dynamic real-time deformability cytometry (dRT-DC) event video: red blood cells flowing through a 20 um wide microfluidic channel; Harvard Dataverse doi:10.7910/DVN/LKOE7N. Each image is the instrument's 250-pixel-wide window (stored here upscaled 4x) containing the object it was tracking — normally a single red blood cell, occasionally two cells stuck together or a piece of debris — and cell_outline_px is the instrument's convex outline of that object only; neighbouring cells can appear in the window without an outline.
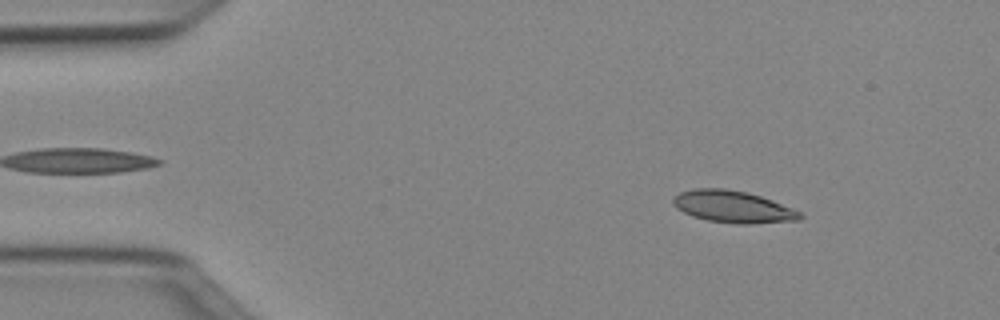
{"species": "Egyptian fruit bat (a non-hibernating species)", "species_latin": "Rousettus aegyptiacus", "temperature_condition": "cold", "stored_images_in_passage": 49, "camera_frame_rate_fps": 3000, "um_per_image_px": 0.085, "animal": {"sex": "female"}, "frame": {"image": 1, "passage_image": 6, "time_ms": 1.667, "image_size_px": [1000, 320], "cell_outline_px": [[804, 216], [800, 220], [748, 224], [736, 224], [708, 220], [692, 216], [676, 208], [672, 204], [672, 200], [680, 192], [692, 188], [724, 188], [748, 192], [772, 200], [792, 208], [800, 212]], "centroid_in_image_um": [62.3, 17.57], "position_along_channel_um": 22.7, "area_um2": 23.7}}
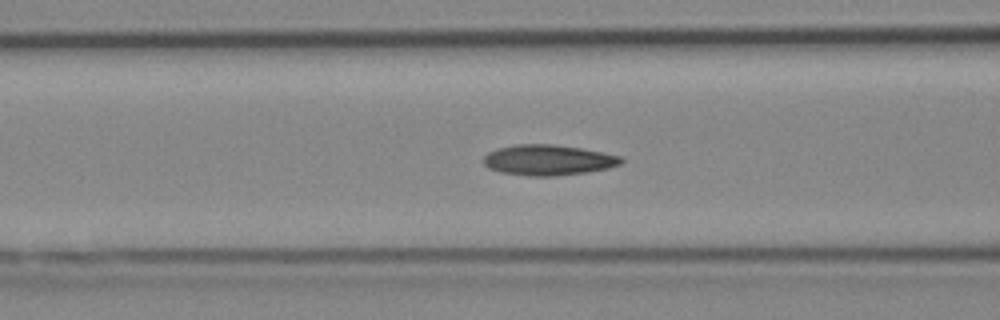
{"frame": {"image": 2, "passage_image": 19, "time_ms": 6.0, "image_size_px": [1000, 320], "cell_outline_px": [[624, 160], [620, 164], [608, 168], [584, 172], [552, 176], [528, 176], [500, 172], [488, 168], [484, 164], [484, 156], [488, 152], [496, 148], [516, 144], [556, 144], [604, 152], [620, 156]], "centroid_in_image_um": [46.57, 13.59], "position_along_channel_um": 120.0, "area_um2": 24.51}}
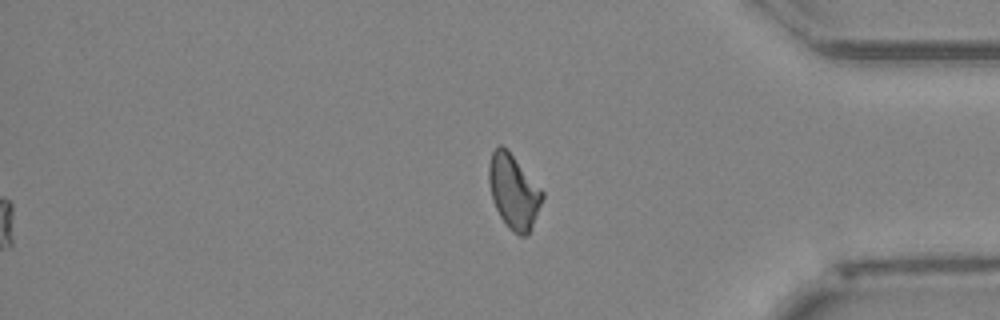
{"frame": {"image": 3, "passage_image": 41, "time_ms": 13.333, "image_size_px": [1000, 320], "cell_outline_px": [[544, 196], [532, 224], [528, 232], [524, 236], [520, 236], [508, 228], [500, 216], [492, 200], [488, 184], [488, 164], [492, 152], [500, 144], [508, 148], [544, 192]], "centroid_in_image_um": [43.63, 16.23], "position_along_channel_um": 391.6, "area_um2": 23.12}, "authors_computed_cell_mechanics": {"area_um2": 23.12, "velocity_mm_per_s": 4.0125, "shape_relaxation_time_tau1_ms": 7.9984, "shape_relaxation_time_tau2_ms": 3.9531, "deformation_change_tau1": 0.1788, "deformation_change_tau2": 0.1114}}